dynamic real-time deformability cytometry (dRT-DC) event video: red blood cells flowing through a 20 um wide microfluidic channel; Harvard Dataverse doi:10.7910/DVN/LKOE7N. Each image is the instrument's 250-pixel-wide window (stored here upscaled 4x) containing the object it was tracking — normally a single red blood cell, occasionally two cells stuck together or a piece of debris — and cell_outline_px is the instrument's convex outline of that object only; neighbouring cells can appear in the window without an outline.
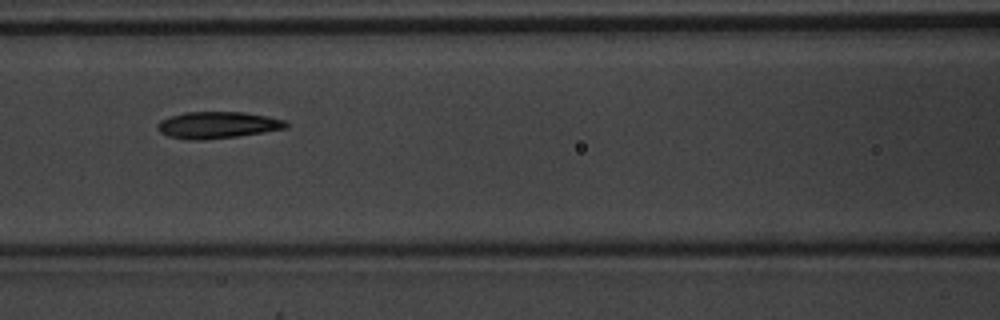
{"species": "common noctule bat (a hibernating species)", "species_latin": "Nyctalus noctula", "temperature_condition": "warm", "stored_images_in_passage": 5, "camera_frame_rate_fps": 3000, "um_per_image_px": 0.085, "animal": {"sex": "male", "body_mass_g": 20.1, "forearm_length_mm": 53.5}, "frame": {"image": 1, "passage_image": 5, "time_ms": 1.333, "image_size_px": [1000, 320], "cell_outline_px": [[288, 128], [264, 132], [236, 136], [200, 140], [188, 140], [168, 136], [160, 132], [156, 128], [156, 124], [160, 120], [184, 112], [244, 112], [284, 120], [288, 124]], "centroid_in_image_um": [18.45, 10.63], "position_along_channel_um": 148.2, "area_um2": 19.88}}